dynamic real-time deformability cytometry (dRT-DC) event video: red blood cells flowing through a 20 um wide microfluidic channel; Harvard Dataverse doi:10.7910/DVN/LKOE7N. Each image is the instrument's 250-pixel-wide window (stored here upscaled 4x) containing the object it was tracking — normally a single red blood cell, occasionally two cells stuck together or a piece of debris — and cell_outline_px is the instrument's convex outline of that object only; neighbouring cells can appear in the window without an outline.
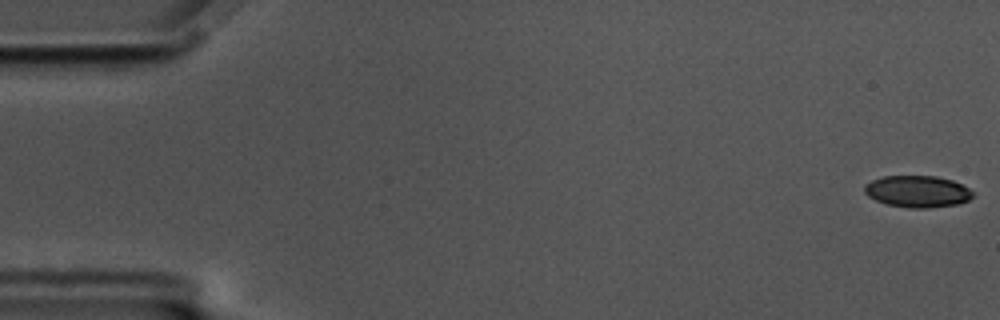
{"species": "common noctule bat (a hibernating species)", "species_latin": "Nyctalus noctula", "temperature_condition": "cold", "stored_images_in_passage": 54, "camera_frame_rate_fps": 3000, "um_per_image_px": 0.085, "animal": {"sex": "male", "body_mass_g": 17.5, "forearm_length_mm": 52.3}, "frame": {"image": 1, "passage_image": 1, "time_ms": 0.0, "image_size_px": [1000, 320], "cell_outline_px": [[972, 196], [968, 200], [960, 204], [928, 208], [908, 208], [888, 204], [876, 200], [868, 196], [864, 192], [864, 184], [872, 180], [884, 176], [936, 176], [952, 180], [968, 188], [972, 192]], "centroid_in_image_um": [77.97, 16.28], "position_along_channel_um": 7.0, "area_um2": 20.0}}
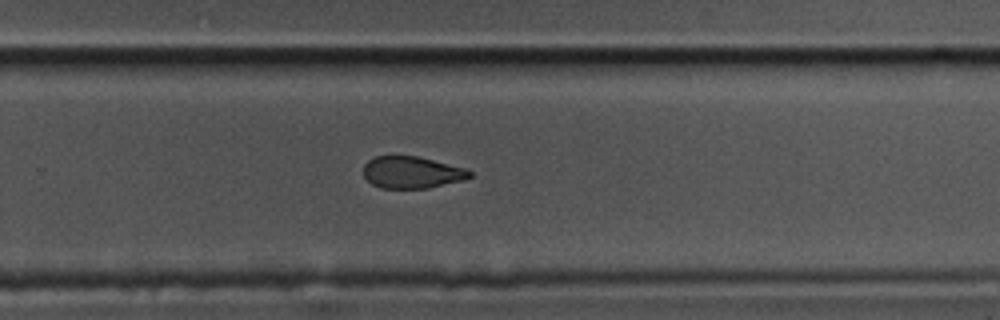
{"frame": {"image": 2, "passage_image": 38, "time_ms": 12.333, "image_size_px": [1000, 320], "cell_outline_px": [[472, 176], [460, 180], [428, 188], [380, 188], [372, 184], [364, 176], [364, 164], [368, 160], [376, 156], [416, 156], [468, 168], [472, 172]], "centroid_in_image_um": [35.0, 14.64], "position_along_channel_um": 294.8, "area_um2": 19.65}}
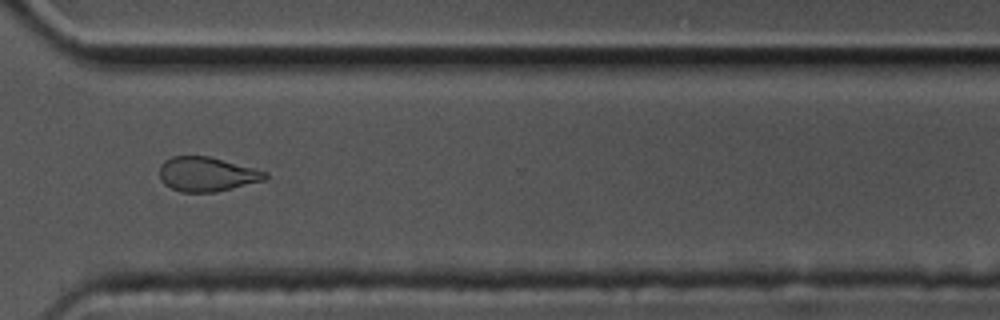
{"frame": {"image": 3, "passage_image": 43, "time_ms": 14.0, "image_size_px": [1000, 320], "cell_outline_px": [[268, 176], [264, 180], [216, 192], [180, 192], [164, 184], [160, 180], [160, 164], [164, 160], [172, 156], [208, 156], [256, 168], [268, 172]], "centroid_in_image_um": [17.57, 14.8], "position_along_channel_um": 353.0, "area_um2": 21.27}, "authors_computed_cell_mechanics": {"area_um2": 21.7039, "velocity_mm_per_s": 3.4763, "shape_relaxation_time_tau1_ms": null, "shape_relaxation_time_tau2_ms": 3.5153, "deformation_change_tau1": null, "deformation_change_tau2": 0.099}}